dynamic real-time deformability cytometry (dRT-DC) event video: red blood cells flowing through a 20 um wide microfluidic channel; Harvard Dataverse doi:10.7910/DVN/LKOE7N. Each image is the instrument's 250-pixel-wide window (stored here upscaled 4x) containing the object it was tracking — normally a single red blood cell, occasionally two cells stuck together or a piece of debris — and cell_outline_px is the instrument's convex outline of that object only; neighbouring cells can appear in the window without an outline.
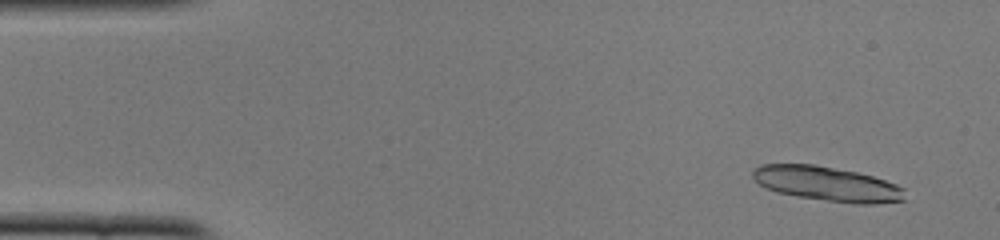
{"species": "common noctule bat (a hibernating species)", "species_latin": "Nyctalus noctula", "temperature_condition": "cold", "stored_images_in_passage": 35, "camera_frame_rate_fps": 3000, "um_per_image_px": 0.085, "animal": {"sex": "female", "body_mass_g": 22.0, "forearm_length_mm": 56.7}, "frame": {"image": 1, "passage_image": 4, "time_ms": 1.0, "image_size_px": [1000, 240], "cell_outline_px": [[908, 200], [876, 204], [856, 204], [796, 196], [776, 192], [760, 184], [752, 176], [752, 172], [760, 164], [812, 164], [856, 172], [872, 176], [896, 184], [904, 188]], "centroid_in_image_um": [70.36, 15.64], "position_along_channel_um": 14.6, "area_um2": 30.63}}
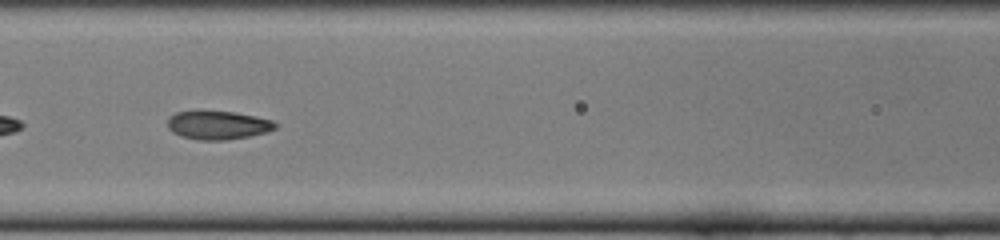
{"frame": {"image": 2, "passage_image": 23, "time_ms": 7.333, "image_size_px": [1000, 240], "cell_outline_px": [[276, 128], [268, 132], [248, 136], [224, 140], [200, 140], [180, 136], [172, 132], [168, 128], [168, 116], [176, 112], [236, 112], [256, 116], [272, 120], [276, 124]], "centroid_in_image_um": [18.52, 10.64], "position_along_channel_um": 148.1, "area_um2": 17.74}}
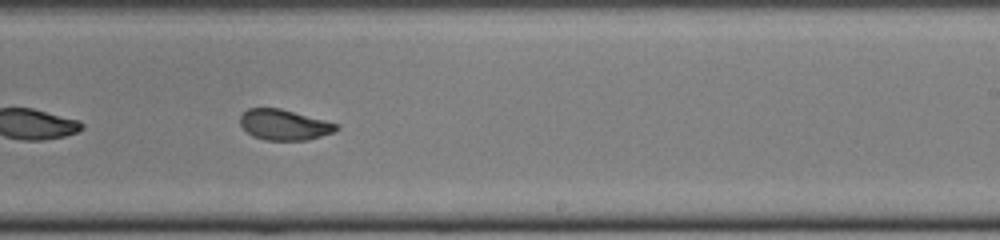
{"frame": {"image": 3, "passage_image": 32, "time_ms": 10.333, "image_size_px": [1000, 240], "cell_outline_px": [[340, 128], [332, 132], [308, 140], [264, 140], [252, 136], [240, 124], [240, 116], [248, 108], [280, 108], [340, 124]], "centroid_in_image_um": [24.16, 10.6], "position_along_channel_um": 264.8, "area_um2": 17.11}}